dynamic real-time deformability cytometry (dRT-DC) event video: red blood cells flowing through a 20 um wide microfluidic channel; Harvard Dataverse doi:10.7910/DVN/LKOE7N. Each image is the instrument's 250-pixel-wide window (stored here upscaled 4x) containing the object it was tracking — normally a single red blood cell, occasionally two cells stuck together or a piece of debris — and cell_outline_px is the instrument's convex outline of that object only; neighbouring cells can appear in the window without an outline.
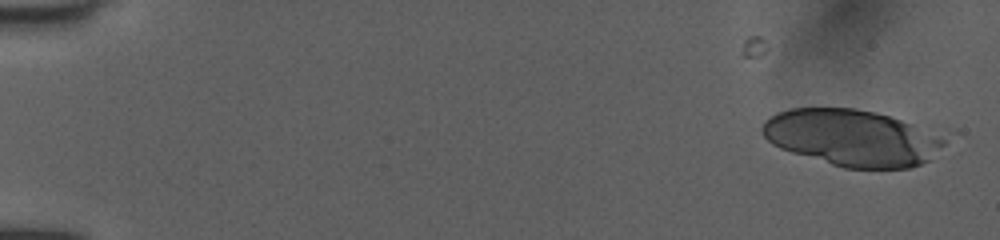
{"species": "human", "species_latin": "Homo sapiens", "temperature_condition": "room temperature", "stored_images_in_passage": 18, "camera_frame_rate_fps": 3000, "um_per_image_px": 0.085, "donor": {"sex": "female"}, "frame": {"image": 1, "passage_image": 1, "time_ms": 0.0, "image_size_px": [1000, 240], "cell_outline_px": [[944, 144], [928, 160], [912, 168], [844, 168], [792, 152], [780, 148], [772, 144], [764, 136], [760, 128], [764, 120], [776, 112], [792, 108], [856, 108], [888, 116], [912, 124], [944, 140]], "centroid_in_image_um": [72.31, 11.71], "position_along_channel_um": 12.7, "area_um2": 59.01}}